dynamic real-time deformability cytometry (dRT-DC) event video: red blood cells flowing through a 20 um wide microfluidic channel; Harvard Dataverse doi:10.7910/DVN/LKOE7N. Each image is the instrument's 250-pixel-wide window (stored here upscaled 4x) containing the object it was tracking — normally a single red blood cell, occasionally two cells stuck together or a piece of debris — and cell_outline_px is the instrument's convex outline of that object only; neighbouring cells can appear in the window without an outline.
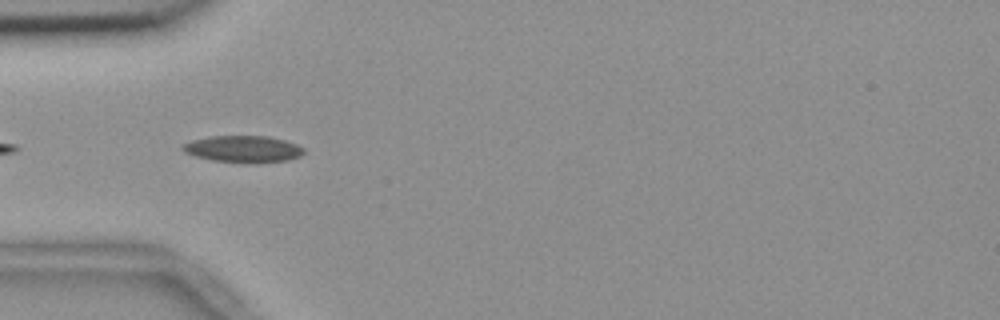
{"species": "common noctule bat (a hibernating species)", "species_latin": "Nyctalus noctula", "temperature_condition": "room temperature", "stored_images_in_passage": 21, "camera_frame_rate_fps": 3000, "um_per_image_px": 0.085, "animal": {"sex": "female", "body_mass_g": 18.4}, "frame": {"image": 1, "passage_image": 3, "time_ms": 0.667, "image_size_px": [1000, 320], "cell_outline_px": [[304, 152], [300, 156], [288, 160], [212, 160], [196, 156], [184, 152], [180, 148], [184, 144], [192, 140], [212, 136], [268, 136], [284, 140], [296, 144], [304, 148]], "centroid_in_image_um": [20.64, 12.61], "position_along_channel_um": 64.4, "area_um2": 17.86}}